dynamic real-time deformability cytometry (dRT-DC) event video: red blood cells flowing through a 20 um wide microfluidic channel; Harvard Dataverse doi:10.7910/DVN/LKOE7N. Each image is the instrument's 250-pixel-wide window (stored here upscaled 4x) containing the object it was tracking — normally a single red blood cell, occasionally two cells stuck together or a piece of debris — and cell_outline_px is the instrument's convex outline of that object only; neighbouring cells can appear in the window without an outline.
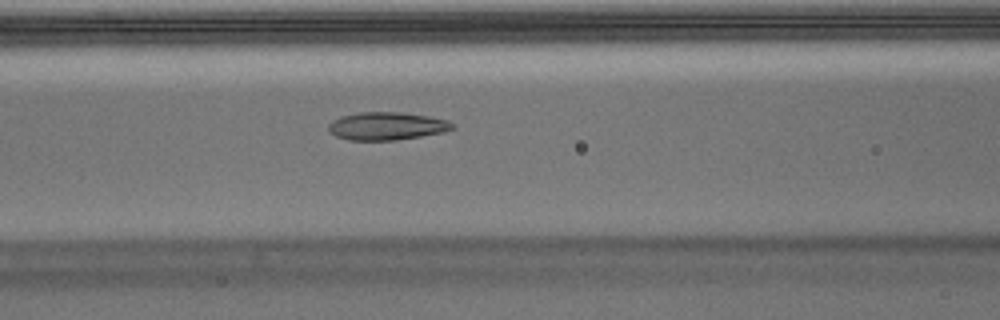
{"species": "Egyptian fruit bat (a non-hibernating species)", "species_latin": "Rousettus aegyptiacus", "temperature_condition": "warm", "stored_images_in_passage": 54, "camera_frame_rate_fps": 3000, "um_per_image_px": 0.085, "animal": {"sex": "male"}, "frame": {"image": 1, "passage_image": 22, "time_ms": 7.0, "image_size_px": [1000, 320], "cell_outline_px": [[452, 128], [444, 132], [396, 140], [348, 140], [336, 136], [328, 132], [328, 124], [332, 120], [340, 116], [360, 112], [404, 112], [428, 116], [448, 120], [452, 124]], "centroid_in_image_um": [32.82, 10.71], "position_along_channel_um": 133.8, "area_um2": 20.17}}
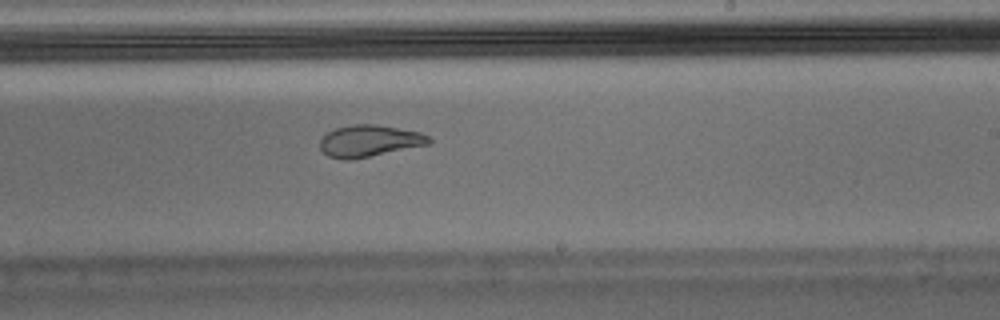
{"frame": {"image": 2, "passage_image": 32, "time_ms": 10.333, "image_size_px": [1000, 320], "cell_outline_px": [[432, 140], [428, 144], [352, 160], [344, 160], [328, 156], [320, 148], [320, 140], [328, 132], [336, 128], [352, 124], [376, 124], [420, 132], [428, 136]], "centroid_in_image_um": [31.37, 11.98], "position_along_channel_um": 257.6, "area_um2": 20.0}}
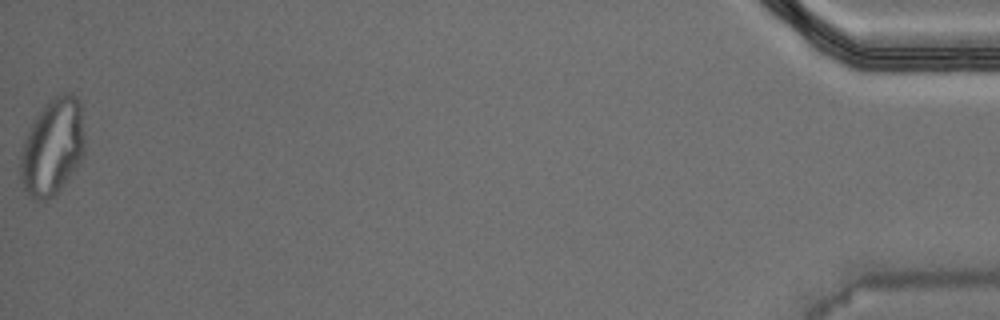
{"frame": {"image": 3, "passage_image": 54, "time_ms": 17.667, "image_size_px": [1000, 320], "cell_outline_px": [[84, 152], [80, 160], [56, 196], [44, 204], [32, 200], [28, 196], [20, 180], [20, 152], [24, 140], [32, 120], [44, 104], [56, 96], [68, 92], [72, 92], [76, 96], [80, 104], [84, 136]], "centroid_in_image_um": [4.42, 12.55], "position_along_channel_um": 430.8, "area_um2": 36.82}, "authors_computed_cell_mechanics": {"area_um2": 21.097, "velocity_mm_per_s": 3.7214, "shape_relaxation_time_tau1_ms": null, "shape_relaxation_time_tau2_ms": 1.5657, "deformation_change_tau1": null, "deformation_change_tau2": 0.0719}}